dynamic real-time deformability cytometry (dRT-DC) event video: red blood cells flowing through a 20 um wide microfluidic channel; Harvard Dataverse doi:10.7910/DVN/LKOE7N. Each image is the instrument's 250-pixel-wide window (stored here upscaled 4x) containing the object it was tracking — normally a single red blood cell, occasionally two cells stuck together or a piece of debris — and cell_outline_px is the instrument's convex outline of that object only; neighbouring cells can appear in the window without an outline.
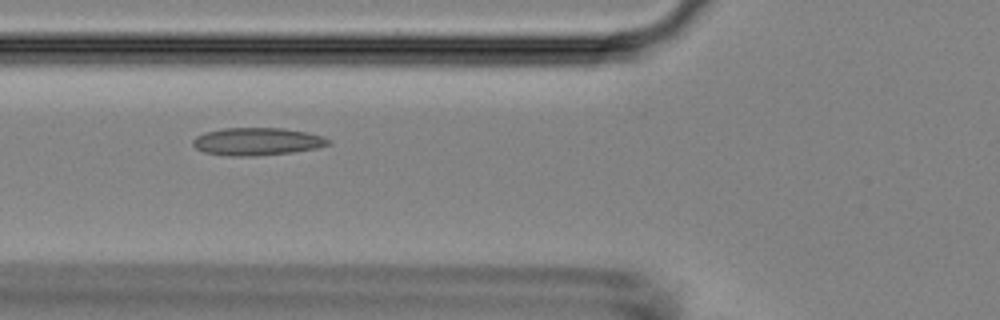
{"species": "Egyptian fruit bat (a non-hibernating species)", "species_latin": "Rousettus aegyptiacus", "temperature_condition": "room temperature", "stored_images_in_passage": 53, "camera_frame_rate_fps": 3000, "um_per_image_px": 0.085, "animal": {"sex": "female"}, "frame": {"image": 1, "passage_image": 20, "time_ms": 6.333, "image_size_px": [1000, 320], "cell_outline_px": [[332, 144], [316, 148], [292, 152], [256, 156], [228, 156], [204, 152], [196, 148], [192, 144], [192, 140], [196, 136], [204, 132], [224, 128], [284, 128], [308, 132], [324, 136], [332, 140]], "centroid_in_image_um": [21.88, 12.02], "position_along_channel_um": 103.9, "area_um2": 22.08}}
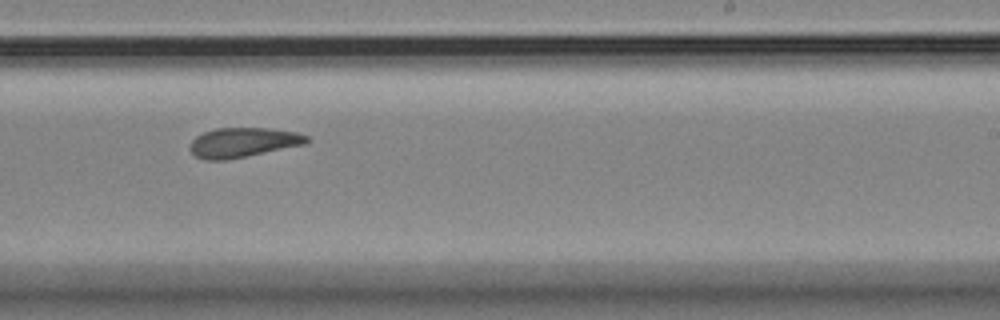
{"frame": {"image": 2, "passage_image": 33, "time_ms": 10.667, "image_size_px": [1000, 320], "cell_outline_px": [[312, 140], [308, 144], [228, 160], [204, 160], [196, 156], [188, 148], [192, 140], [196, 136], [204, 132], [216, 128], [268, 128], [296, 132], [308, 136]], "centroid_in_image_um": [20.69, 12.11], "position_along_channel_um": 268.3, "area_um2": 20.46}}
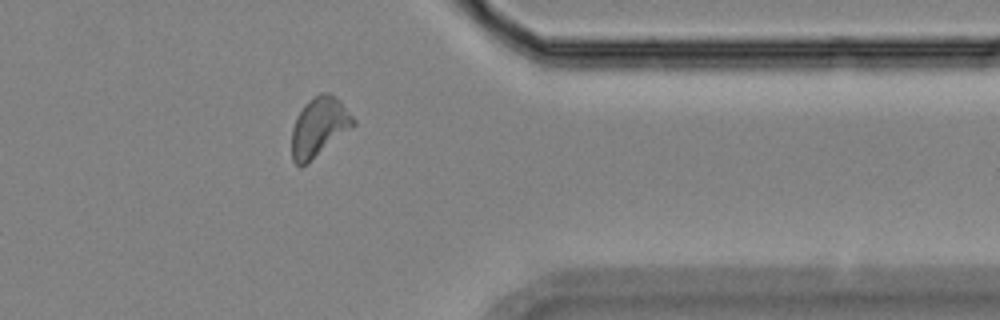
{"frame": {"image": 3, "passage_image": 43, "time_ms": 14.0, "image_size_px": [1000, 320], "cell_outline_px": [[356, 124], [352, 128], [308, 164], [300, 168], [292, 160], [292, 128], [304, 104], [308, 100], [320, 92], [328, 92], [340, 100], [356, 120]], "centroid_in_image_um": [27.13, 10.81], "position_along_channel_um": 384.3, "area_um2": 21.44}, "authors_computed_cell_mechanics": {"area_um2": 20.6924, "velocity_mm_per_s": 3.7986, "shape_relaxation_time_tau1_ms": null, "shape_relaxation_time_tau2_ms": 3.0768, "deformation_change_tau1": null, "deformation_change_tau2": 0.0979}}